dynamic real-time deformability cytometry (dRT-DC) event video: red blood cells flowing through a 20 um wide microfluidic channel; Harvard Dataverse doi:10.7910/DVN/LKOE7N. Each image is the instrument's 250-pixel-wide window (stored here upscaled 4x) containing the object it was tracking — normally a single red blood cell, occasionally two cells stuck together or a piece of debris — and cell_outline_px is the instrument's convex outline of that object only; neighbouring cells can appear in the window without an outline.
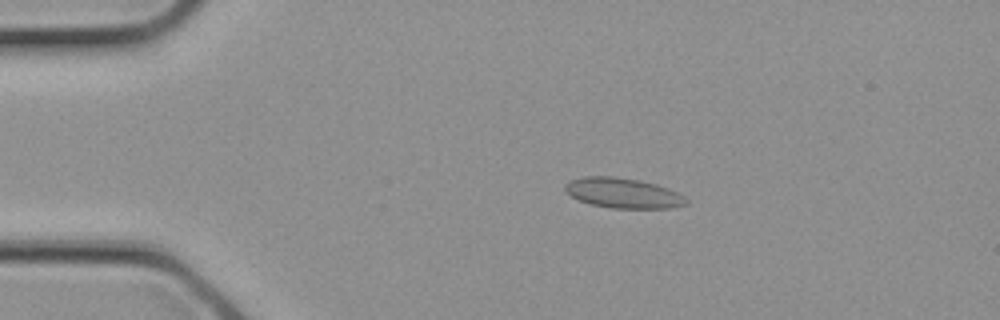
{"species": "common noctule bat (a hibernating species)", "species_latin": "Nyctalus noctula", "temperature_condition": "cold", "stored_images_in_passage": 2, "camera_frame_rate_fps": 3000, "um_per_image_px": 0.085, "animal": {"sex": "female", "body_mass_g": 21.9}, "frame": {"image": 1, "passage_image": 1, "time_ms": 0.0, "image_size_px": [1000, 320], "cell_outline_px": [[688, 204], [668, 208], [612, 208], [592, 204], [580, 200], [564, 192], [564, 184], [572, 180], [584, 176], [612, 176], [640, 180], [656, 184], [668, 188], [684, 196], [688, 200]], "centroid_in_image_um": [52.96, 16.4], "position_along_channel_um": 32.0, "area_um2": 21.21}}